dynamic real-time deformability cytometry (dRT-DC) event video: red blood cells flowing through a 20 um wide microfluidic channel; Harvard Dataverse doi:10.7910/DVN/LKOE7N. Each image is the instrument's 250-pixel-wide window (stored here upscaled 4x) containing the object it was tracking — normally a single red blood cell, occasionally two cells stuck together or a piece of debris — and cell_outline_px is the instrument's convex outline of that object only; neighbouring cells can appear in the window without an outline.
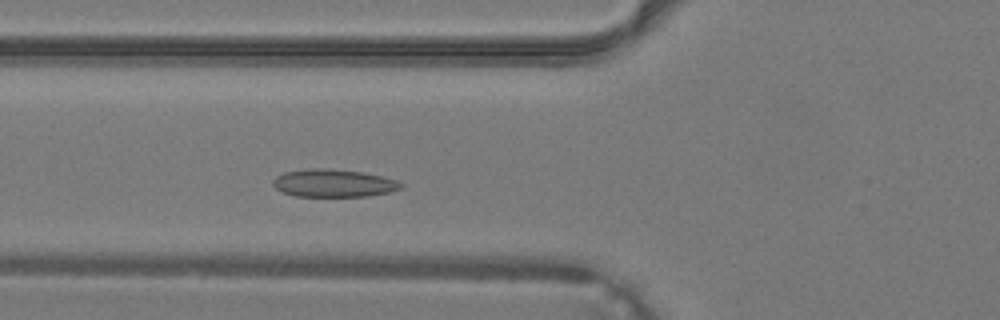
{"species": "common noctule bat (a hibernating species)", "species_latin": "Nyctalus noctula", "temperature_condition": "warm", "stored_images_in_passage": 34, "camera_frame_rate_fps": 3000, "um_per_image_px": 0.085, "animal": {"sex": "male", "body_mass_g": 19.2, "forearm_length_mm": 51.8}, "frame": {"image": 1, "passage_image": 8, "time_ms": 2.333, "image_size_px": [1000, 320], "cell_outline_px": [[404, 188], [388, 192], [368, 196], [296, 196], [284, 192], [276, 188], [272, 184], [272, 180], [276, 176], [284, 172], [312, 168], [328, 168], [364, 172], [396, 180], [404, 184]], "centroid_in_image_um": [28.36, 15.56], "position_along_channel_um": 97.4, "area_um2": 20.69}}
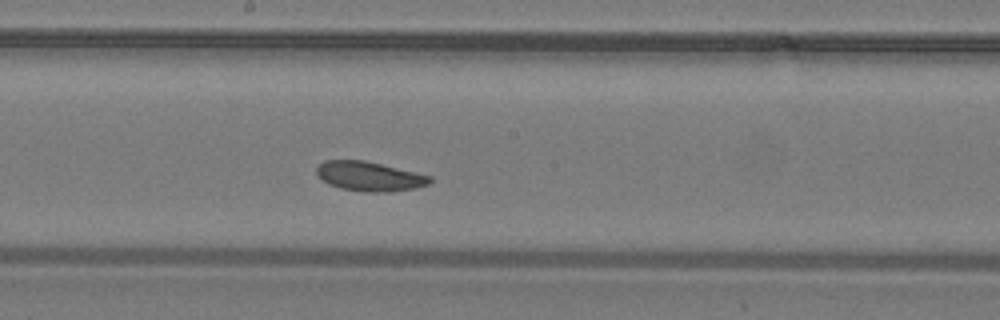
{"frame": {"image": 2, "passage_image": 15, "time_ms": 4.667, "image_size_px": [1000, 320], "cell_outline_px": [[432, 180], [428, 184], [412, 188], [388, 192], [364, 192], [340, 188], [328, 184], [320, 180], [316, 172], [316, 168], [324, 160], [364, 160], [432, 176]], "centroid_in_image_um": [31.35, 14.99], "position_along_channel_um": 216.8, "area_um2": 19.42}}
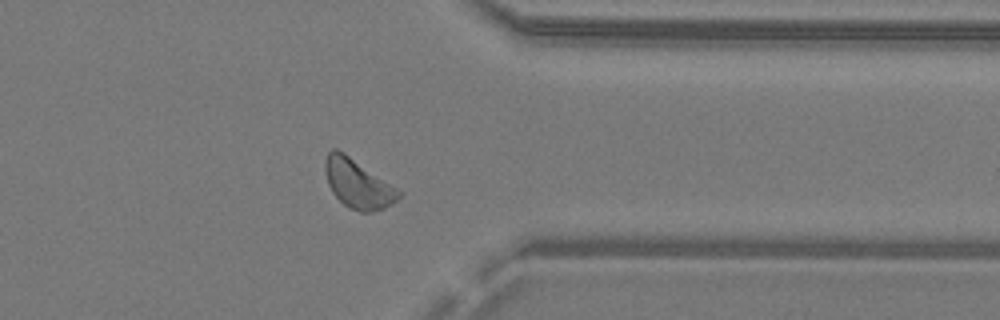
{"frame": {"image": 3, "passage_image": 25, "time_ms": 8.0, "image_size_px": [1000, 320], "cell_outline_px": [[404, 192], [396, 200], [384, 208], [372, 212], [360, 212], [348, 208], [332, 192], [328, 184], [324, 172], [324, 164], [328, 152], [332, 148], [336, 148], [344, 152]], "centroid_in_image_um": [30.41, 15.61], "position_along_channel_um": 381.0, "area_um2": 21.1}}